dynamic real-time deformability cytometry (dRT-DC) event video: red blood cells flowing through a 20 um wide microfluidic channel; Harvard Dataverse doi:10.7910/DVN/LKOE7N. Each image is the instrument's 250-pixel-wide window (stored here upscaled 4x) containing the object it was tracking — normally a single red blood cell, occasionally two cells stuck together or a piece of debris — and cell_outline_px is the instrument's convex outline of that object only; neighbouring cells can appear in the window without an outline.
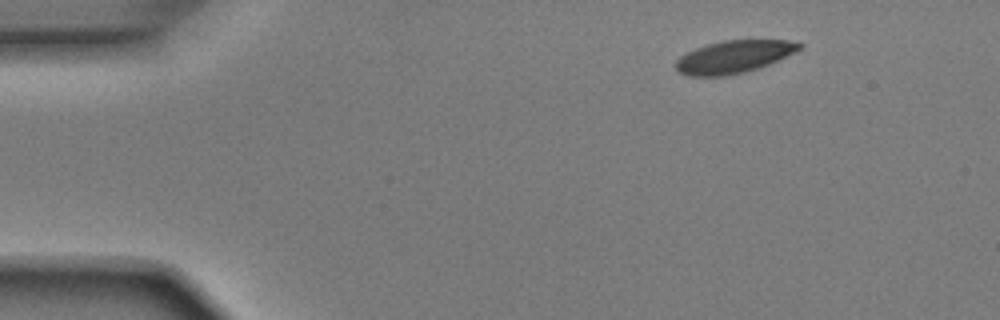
{"species": "Egyptian fruit bat (a non-hibernating species)", "species_latin": "Rousettus aegyptiacus", "temperature_condition": "room temperature", "stored_images_in_passage": 46, "camera_frame_rate_fps": 3000, "um_per_image_px": 0.085, "animal": {"sex": "male"}, "frame": {"image": 1, "passage_image": 1, "time_ms": 0.0, "image_size_px": [1000, 320], "cell_outline_px": [[804, 44], [796, 52], [768, 64], [744, 72], [724, 76], [688, 76], [680, 72], [676, 68], [676, 60], [680, 56], [696, 48], [708, 44], [724, 40], [788, 40]], "centroid_in_image_um": [62.37, 4.82], "position_along_channel_um": 22.6, "area_um2": 23.18}}
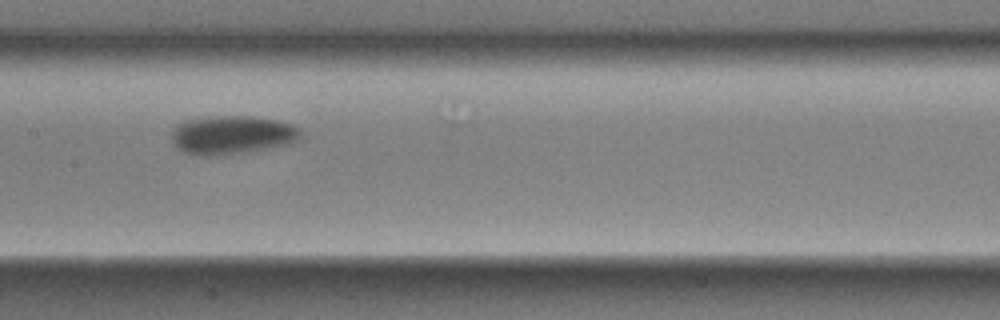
{"frame": {"image": 2, "passage_image": 20, "time_ms": 6.333, "image_size_px": [1000, 320], "cell_outline_px": [[300, 140], [288, 144], [236, 152], [208, 156], [200, 156], [184, 152], [176, 148], [172, 144], [172, 132], [176, 124], [184, 120], [208, 116], [252, 116], [276, 120], [292, 124], [300, 128]], "centroid_in_image_um": [19.67, 11.44], "position_along_channel_um": 187.7, "area_um2": 28.84}}
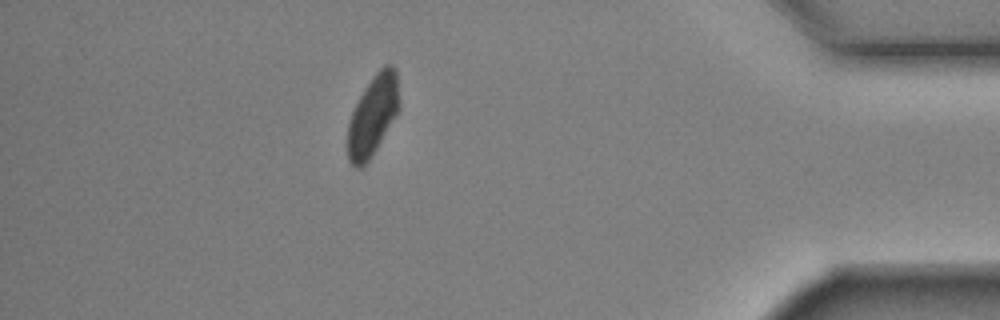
{"frame": {"image": 3, "passage_image": 40, "time_ms": 13.0, "image_size_px": [1000, 320], "cell_outline_px": [[400, 108], [396, 116], [376, 148], [368, 160], [360, 168], [356, 168], [348, 160], [348, 124], [352, 112], [364, 88], [372, 76], [384, 64], [392, 64], [396, 68], [400, 104]], "centroid_in_image_um": [31.71, 9.76], "position_along_channel_um": 403.5, "area_um2": 24.04}, "authors_computed_cell_mechanics": {"area_um2": 26.3279, "velocity_mm_per_s": 3.887, "shape_relaxation_time_tau1_ms": 3.8483, "shape_relaxation_time_tau2_ms": null, "deformation_change_tau1": 0.1229, "deformation_change_tau2": null}}